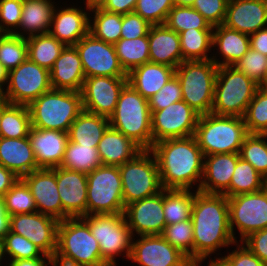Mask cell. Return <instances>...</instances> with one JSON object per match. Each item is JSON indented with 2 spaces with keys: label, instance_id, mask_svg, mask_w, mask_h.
I'll return each mask as SVG.
<instances>
[{
  "label": "cell",
  "instance_id": "obj_1",
  "mask_svg": "<svg viewBox=\"0 0 267 266\" xmlns=\"http://www.w3.org/2000/svg\"><path fill=\"white\" fill-rule=\"evenodd\" d=\"M193 261L204 262L221 248L236 244L229 226L228 198L195 190L191 218Z\"/></svg>",
  "mask_w": 267,
  "mask_h": 266
},
{
  "label": "cell",
  "instance_id": "obj_2",
  "mask_svg": "<svg viewBox=\"0 0 267 266\" xmlns=\"http://www.w3.org/2000/svg\"><path fill=\"white\" fill-rule=\"evenodd\" d=\"M150 151L156 158L163 189L191 190L197 184L199 190L204 154L195 136L156 142Z\"/></svg>",
  "mask_w": 267,
  "mask_h": 266
},
{
  "label": "cell",
  "instance_id": "obj_3",
  "mask_svg": "<svg viewBox=\"0 0 267 266\" xmlns=\"http://www.w3.org/2000/svg\"><path fill=\"white\" fill-rule=\"evenodd\" d=\"M54 265L109 266L101 257L99 243L82 217L59 222Z\"/></svg>",
  "mask_w": 267,
  "mask_h": 266
},
{
  "label": "cell",
  "instance_id": "obj_4",
  "mask_svg": "<svg viewBox=\"0 0 267 266\" xmlns=\"http://www.w3.org/2000/svg\"><path fill=\"white\" fill-rule=\"evenodd\" d=\"M109 124L142 150H150L153 146L148 100L128 83L120 93L115 111L109 117Z\"/></svg>",
  "mask_w": 267,
  "mask_h": 266
},
{
  "label": "cell",
  "instance_id": "obj_5",
  "mask_svg": "<svg viewBox=\"0 0 267 266\" xmlns=\"http://www.w3.org/2000/svg\"><path fill=\"white\" fill-rule=\"evenodd\" d=\"M31 127L68 133L71 124L83 111L81 92L51 89L28 106Z\"/></svg>",
  "mask_w": 267,
  "mask_h": 266
},
{
  "label": "cell",
  "instance_id": "obj_6",
  "mask_svg": "<svg viewBox=\"0 0 267 266\" xmlns=\"http://www.w3.org/2000/svg\"><path fill=\"white\" fill-rule=\"evenodd\" d=\"M248 135L243 117L201 115L195 131V138L204 156L222 153H240Z\"/></svg>",
  "mask_w": 267,
  "mask_h": 266
},
{
  "label": "cell",
  "instance_id": "obj_7",
  "mask_svg": "<svg viewBox=\"0 0 267 266\" xmlns=\"http://www.w3.org/2000/svg\"><path fill=\"white\" fill-rule=\"evenodd\" d=\"M218 66L210 60L183 61L175 75L182 88V100L200 116L211 113Z\"/></svg>",
  "mask_w": 267,
  "mask_h": 266
},
{
  "label": "cell",
  "instance_id": "obj_8",
  "mask_svg": "<svg viewBox=\"0 0 267 266\" xmlns=\"http://www.w3.org/2000/svg\"><path fill=\"white\" fill-rule=\"evenodd\" d=\"M258 88V84L234 66H219L211 113L243 117Z\"/></svg>",
  "mask_w": 267,
  "mask_h": 266
},
{
  "label": "cell",
  "instance_id": "obj_9",
  "mask_svg": "<svg viewBox=\"0 0 267 266\" xmlns=\"http://www.w3.org/2000/svg\"><path fill=\"white\" fill-rule=\"evenodd\" d=\"M82 218L88 223L99 243L101 257L109 266H116L115 257L123 254L129 261L133 235L124 214H93Z\"/></svg>",
  "mask_w": 267,
  "mask_h": 266
},
{
  "label": "cell",
  "instance_id": "obj_10",
  "mask_svg": "<svg viewBox=\"0 0 267 266\" xmlns=\"http://www.w3.org/2000/svg\"><path fill=\"white\" fill-rule=\"evenodd\" d=\"M124 205L153 196L163 190L156 158L142 150L132 160L119 166Z\"/></svg>",
  "mask_w": 267,
  "mask_h": 266
},
{
  "label": "cell",
  "instance_id": "obj_11",
  "mask_svg": "<svg viewBox=\"0 0 267 266\" xmlns=\"http://www.w3.org/2000/svg\"><path fill=\"white\" fill-rule=\"evenodd\" d=\"M118 166H100L87 174V215L124 214Z\"/></svg>",
  "mask_w": 267,
  "mask_h": 266
},
{
  "label": "cell",
  "instance_id": "obj_12",
  "mask_svg": "<svg viewBox=\"0 0 267 266\" xmlns=\"http://www.w3.org/2000/svg\"><path fill=\"white\" fill-rule=\"evenodd\" d=\"M228 206L229 226L236 242H242L250 234L267 228L266 187L258 192L228 197ZM236 228L239 231L240 240L235 237Z\"/></svg>",
  "mask_w": 267,
  "mask_h": 266
},
{
  "label": "cell",
  "instance_id": "obj_13",
  "mask_svg": "<svg viewBox=\"0 0 267 266\" xmlns=\"http://www.w3.org/2000/svg\"><path fill=\"white\" fill-rule=\"evenodd\" d=\"M2 97L11 104L28 106L36 98L52 89L50 71L27 58L8 72L7 86Z\"/></svg>",
  "mask_w": 267,
  "mask_h": 266
},
{
  "label": "cell",
  "instance_id": "obj_14",
  "mask_svg": "<svg viewBox=\"0 0 267 266\" xmlns=\"http://www.w3.org/2000/svg\"><path fill=\"white\" fill-rule=\"evenodd\" d=\"M199 117L183 100L151 112L153 144L166 139L194 136Z\"/></svg>",
  "mask_w": 267,
  "mask_h": 266
},
{
  "label": "cell",
  "instance_id": "obj_15",
  "mask_svg": "<svg viewBox=\"0 0 267 266\" xmlns=\"http://www.w3.org/2000/svg\"><path fill=\"white\" fill-rule=\"evenodd\" d=\"M74 47L81 58L85 78L127 77L117 57L114 44L106 43L88 33Z\"/></svg>",
  "mask_w": 267,
  "mask_h": 266
},
{
  "label": "cell",
  "instance_id": "obj_16",
  "mask_svg": "<svg viewBox=\"0 0 267 266\" xmlns=\"http://www.w3.org/2000/svg\"><path fill=\"white\" fill-rule=\"evenodd\" d=\"M59 222L40 212L16 214L10 216L9 230L22 235L46 255L54 257L57 249Z\"/></svg>",
  "mask_w": 267,
  "mask_h": 266
},
{
  "label": "cell",
  "instance_id": "obj_17",
  "mask_svg": "<svg viewBox=\"0 0 267 266\" xmlns=\"http://www.w3.org/2000/svg\"><path fill=\"white\" fill-rule=\"evenodd\" d=\"M127 83V77L85 78L81 90L83 110L109 118L114 113L120 93Z\"/></svg>",
  "mask_w": 267,
  "mask_h": 266
},
{
  "label": "cell",
  "instance_id": "obj_18",
  "mask_svg": "<svg viewBox=\"0 0 267 266\" xmlns=\"http://www.w3.org/2000/svg\"><path fill=\"white\" fill-rule=\"evenodd\" d=\"M137 238L132 239L129 260L139 266H185L190 262L161 235H141Z\"/></svg>",
  "mask_w": 267,
  "mask_h": 266
},
{
  "label": "cell",
  "instance_id": "obj_19",
  "mask_svg": "<svg viewBox=\"0 0 267 266\" xmlns=\"http://www.w3.org/2000/svg\"><path fill=\"white\" fill-rule=\"evenodd\" d=\"M124 216L133 237L161 235L166 226L163 213V190L125 206Z\"/></svg>",
  "mask_w": 267,
  "mask_h": 266
},
{
  "label": "cell",
  "instance_id": "obj_20",
  "mask_svg": "<svg viewBox=\"0 0 267 266\" xmlns=\"http://www.w3.org/2000/svg\"><path fill=\"white\" fill-rule=\"evenodd\" d=\"M21 179L34 197L37 212L51 216L58 221L64 220V210L56 183V167L37 169Z\"/></svg>",
  "mask_w": 267,
  "mask_h": 266
},
{
  "label": "cell",
  "instance_id": "obj_21",
  "mask_svg": "<svg viewBox=\"0 0 267 266\" xmlns=\"http://www.w3.org/2000/svg\"><path fill=\"white\" fill-rule=\"evenodd\" d=\"M56 183L64 220L87 215V174L56 167Z\"/></svg>",
  "mask_w": 267,
  "mask_h": 266
},
{
  "label": "cell",
  "instance_id": "obj_22",
  "mask_svg": "<svg viewBox=\"0 0 267 266\" xmlns=\"http://www.w3.org/2000/svg\"><path fill=\"white\" fill-rule=\"evenodd\" d=\"M86 7L56 5L49 33L66 46L76 45L84 36L89 33L91 7L86 3ZM58 7V8H57ZM81 7V8H80Z\"/></svg>",
  "mask_w": 267,
  "mask_h": 266
},
{
  "label": "cell",
  "instance_id": "obj_23",
  "mask_svg": "<svg viewBox=\"0 0 267 266\" xmlns=\"http://www.w3.org/2000/svg\"><path fill=\"white\" fill-rule=\"evenodd\" d=\"M225 27L251 35L267 27V0H228Z\"/></svg>",
  "mask_w": 267,
  "mask_h": 266
},
{
  "label": "cell",
  "instance_id": "obj_24",
  "mask_svg": "<svg viewBox=\"0 0 267 266\" xmlns=\"http://www.w3.org/2000/svg\"><path fill=\"white\" fill-rule=\"evenodd\" d=\"M239 153H222L204 156L202 182L198 191L223 194L229 197V186Z\"/></svg>",
  "mask_w": 267,
  "mask_h": 266
},
{
  "label": "cell",
  "instance_id": "obj_25",
  "mask_svg": "<svg viewBox=\"0 0 267 266\" xmlns=\"http://www.w3.org/2000/svg\"><path fill=\"white\" fill-rule=\"evenodd\" d=\"M28 138L39 168L60 167L69 140L68 133L31 127Z\"/></svg>",
  "mask_w": 267,
  "mask_h": 266
},
{
  "label": "cell",
  "instance_id": "obj_26",
  "mask_svg": "<svg viewBox=\"0 0 267 266\" xmlns=\"http://www.w3.org/2000/svg\"><path fill=\"white\" fill-rule=\"evenodd\" d=\"M150 62L177 68L183 61L179 34L165 24L151 25L148 32Z\"/></svg>",
  "mask_w": 267,
  "mask_h": 266
},
{
  "label": "cell",
  "instance_id": "obj_27",
  "mask_svg": "<svg viewBox=\"0 0 267 266\" xmlns=\"http://www.w3.org/2000/svg\"><path fill=\"white\" fill-rule=\"evenodd\" d=\"M85 80L81 58L74 46H66L50 70L52 89L81 92Z\"/></svg>",
  "mask_w": 267,
  "mask_h": 266
},
{
  "label": "cell",
  "instance_id": "obj_28",
  "mask_svg": "<svg viewBox=\"0 0 267 266\" xmlns=\"http://www.w3.org/2000/svg\"><path fill=\"white\" fill-rule=\"evenodd\" d=\"M0 165L14 172L19 178L37 169L33 149L28 137L0 138Z\"/></svg>",
  "mask_w": 267,
  "mask_h": 266
},
{
  "label": "cell",
  "instance_id": "obj_29",
  "mask_svg": "<svg viewBox=\"0 0 267 266\" xmlns=\"http://www.w3.org/2000/svg\"><path fill=\"white\" fill-rule=\"evenodd\" d=\"M212 47L216 48L222 59H217L213 54L211 60L219 66H233L235 62L243 57L250 48V38L248 34L225 27L224 25L213 28Z\"/></svg>",
  "mask_w": 267,
  "mask_h": 266
},
{
  "label": "cell",
  "instance_id": "obj_30",
  "mask_svg": "<svg viewBox=\"0 0 267 266\" xmlns=\"http://www.w3.org/2000/svg\"><path fill=\"white\" fill-rule=\"evenodd\" d=\"M53 0H23L20 25L13 33L19 37L49 33L55 3ZM23 30V31H22Z\"/></svg>",
  "mask_w": 267,
  "mask_h": 266
},
{
  "label": "cell",
  "instance_id": "obj_31",
  "mask_svg": "<svg viewBox=\"0 0 267 266\" xmlns=\"http://www.w3.org/2000/svg\"><path fill=\"white\" fill-rule=\"evenodd\" d=\"M97 149L102 165L118 167L142 151L130 138L110 126L103 133Z\"/></svg>",
  "mask_w": 267,
  "mask_h": 266
},
{
  "label": "cell",
  "instance_id": "obj_32",
  "mask_svg": "<svg viewBox=\"0 0 267 266\" xmlns=\"http://www.w3.org/2000/svg\"><path fill=\"white\" fill-rule=\"evenodd\" d=\"M175 75V68L147 62L131 70L127 81L145 99H150Z\"/></svg>",
  "mask_w": 267,
  "mask_h": 266
},
{
  "label": "cell",
  "instance_id": "obj_33",
  "mask_svg": "<svg viewBox=\"0 0 267 266\" xmlns=\"http://www.w3.org/2000/svg\"><path fill=\"white\" fill-rule=\"evenodd\" d=\"M109 126L108 117L83 110L71 124L68 139L77 144L98 147L103 133Z\"/></svg>",
  "mask_w": 267,
  "mask_h": 266
},
{
  "label": "cell",
  "instance_id": "obj_34",
  "mask_svg": "<svg viewBox=\"0 0 267 266\" xmlns=\"http://www.w3.org/2000/svg\"><path fill=\"white\" fill-rule=\"evenodd\" d=\"M28 45V58L49 71L55 60L66 47L50 33L34 35L26 38Z\"/></svg>",
  "mask_w": 267,
  "mask_h": 266
},
{
  "label": "cell",
  "instance_id": "obj_35",
  "mask_svg": "<svg viewBox=\"0 0 267 266\" xmlns=\"http://www.w3.org/2000/svg\"><path fill=\"white\" fill-rule=\"evenodd\" d=\"M89 12L93 16H90L89 33L106 43H117L121 38L122 14L106 11L100 6L91 7Z\"/></svg>",
  "mask_w": 267,
  "mask_h": 266
},
{
  "label": "cell",
  "instance_id": "obj_36",
  "mask_svg": "<svg viewBox=\"0 0 267 266\" xmlns=\"http://www.w3.org/2000/svg\"><path fill=\"white\" fill-rule=\"evenodd\" d=\"M195 190L163 189V213L166 225L191 218Z\"/></svg>",
  "mask_w": 267,
  "mask_h": 266
},
{
  "label": "cell",
  "instance_id": "obj_37",
  "mask_svg": "<svg viewBox=\"0 0 267 266\" xmlns=\"http://www.w3.org/2000/svg\"><path fill=\"white\" fill-rule=\"evenodd\" d=\"M182 57L185 61L210 60L213 29L191 28L179 34ZM209 53V54H207Z\"/></svg>",
  "mask_w": 267,
  "mask_h": 266
},
{
  "label": "cell",
  "instance_id": "obj_38",
  "mask_svg": "<svg viewBox=\"0 0 267 266\" xmlns=\"http://www.w3.org/2000/svg\"><path fill=\"white\" fill-rule=\"evenodd\" d=\"M102 166L97 147L85 146L68 140L60 167L82 173H91Z\"/></svg>",
  "mask_w": 267,
  "mask_h": 266
},
{
  "label": "cell",
  "instance_id": "obj_39",
  "mask_svg": "<svg viewBox=\"0 0 267 266\" xmlns=\"http://www.w3.org/2000/svg\"><path fill=\"white\" fill-rule=\"evenodd\" d=\"M114 47L127 74L134 68L150 62L148 35L135 39H120Z\"/></svg>",
  "mask_w": 267,
  "mask_h": 266
},
{
  "label": "cell",
  "instance_id": "obj_40",
  "mask_svg": "<svg viewBox=\"0 0 267 266\" xmlns=\"http://www.w3.org/2000/svg\"><path fill=\"white\" fill-rule=\"evenodd\" d=\"M265 182L266 179L249 162L240 157L231 178L229 197L258 192L265 187Z\"/></svg>",
  "mask_w": 267,
  "mask_h": 266
},
{
  "label": "cell",
  "instance_id": "obj_41",
  "mask_svg": "<svg viewBox=\"0 0 267 266\" xmlns=\"http://www.w3.org/2000/svg\"><path fill=\"white\" fill-rule=\"evenodd\" d=\"M31 128V118L26 105L9 104L3 111L1 137L25 138Z\"/></svg>",
  "mask_w": 267,
  "mask_h": 266
},
{
  "label": "cell",
  "instance_id": "obj_42",
  "mask_svg": "<svg viewBox=\"0 0 267 266\" xmlns=\"http://www.w3.org/2000/svg\"><path fill=\"white\" fill-rule=\"evenodd\" d=\"M267 134H248L241 146L240 157L267 179Z\"/></svg>",
  "mask_w": 267,
  "mask_h": 266
},
{
  "label": "cell",
  "instance_id": "obj_43",
  "mask_svg": "<svg viewBox=\"0 0 267 266\" xmlns=\"http://www.w3.org/2000/svg\"><path fill=\"white\" fill-rule=\"evenodd\" d=\"M28 58L26 38L10 33H0V62L9 72Z\"/></svg>",
  "mask_w": 267,
  "mask_h": 266
},
{
  "label": "cell",
  "instance_id": "obj_44",
  "mask_svg": "<svg viewBox=\"0 0 267 266\" xmlns=\"http://www.w3.org/2000/svg\"><path fill=\"white\" fill-rule=\"evenodd\" d=\"M168 28L180 34L191 28L213 29L208 21L193 7L175 6L168 13L164 23Z\"/></svg>",
  "mask_w": 267,
  "mask_h": 266
},
{
  "label": "cell",
  "instance_id": "obj_45",
  "mask_svg": "<svg viewBox=\"0 0 267 266\" xmlns=\"http://www.w3.org/2000/svg\"><path fill=\"white\" fill-rule=\"evenodd\" d=\"M243 119L248 134H267V89H257Z\"/></svg>",
  "mask_w": 267,
  "mask_h": 266
},
{
  "label": "cell",
  "instance_id": "obj_46",
  "mask_svg": "<svg viewBox=\"0 0 267 266\" xmlns=\"http://www.w3.org/2000/svg\"><path fill=\"white\" fill-rule=\"evenodd\" d=\"M3 198L6 212L10 216L37 212L34 197L21 178L5 193Z\"/></svg>",
  "mask_w": 267,
  "mask_h": 266
},
{
  "label": "cell",
  "instance_id": "obj_47",
  "mask_svg": "<svg viewBox=\"0 0 267 266\" xmlns=\"http://www.w3.org/2000/svg\"><path fill=\"white\" fill-rule=\"evenodd\" d=\"M161 236L186 255L190 261H193V224L191 219L166 225Z\"/></svg>",
  "mask_w": 267,
  "mask_h": 266
},
{
  "label": "cell",
  "instance_id": "obj_48",
  "mask_svg": "<svg viewBox=\"0 0 267 266\" xmlns=\"http://www.w3.org/2000/svg\"><path fill=\"white\" fill-rule=\"evenodd\" d=\"M4 255L9 260L51 257L22 235L9 232L3 238Z\"/></svg>",
  "mask_w": 267,
  "mask_h": 266
},
{
  "label": "cell",
  "instance_id": "obj_49",
  "mask_svg": "<svg viewBox=\"0 0 267 266\" xmlns=\"http://www.w3.org/2000/svg\"><path fill=\"white\" fill-rule=\"evenodd\" d=\"M236 69L251 78L259 87L264 88V77L267 70V56L249 48V50L233 65Z\"/></svg>",
  "mask_w": 267,
  "mask_h": 266
},
{
  "label": "cell",
  "instance_id": "obj_50",
  "mask_svg": "<svg viewBox=\"0 0 267 266\" xmlns=\"http://www.w3.org/2000/svg\"><path fill=\"white\" fill-rule=\"evenodd\" d=\"M173 7V0H137L134 12L150 25H161Z\"/></svg>",
  "mask_w": 267,
  "mask_h": 266
},
{
  "label": "cell",
  "instance_id": "obj_51",
  "mask_svg": "<svg viewBox=\"0 0 267 266\" xmlns=\"http://www.w3.org/2000/svg\"><path fill=\"white\" fill-rule=\"evenodd\" d=\"M180 100H182V88L179 79L174 75L156 94L148 99V104L150 111L154 112Z\"/></svg>",
  "mask_w": 267,
  "mask_h": 266
},
{
  "label": "cell",
  "instance_id": "obj_52",
  "mask_svg": "<svg viewBox=\"0 0 267 266\" xmlns=\"http://www.w3.org/2000/svg\"><path fill=\"white\" fill-rule=\"evenodd\" d=\"M23 0H0V33L13 34L20 25Z\"/></svg>",
  "mask_w": 267,
  "mask_h": 266
},
{
  "label": "cell",
  "instance_id": "obj_53",
  "mask_svg": "<svg viewBox=\"0 0 267 266\" xmlns=\"http://www.w3.org/2000/svg\"><path fill=\"white\" fill-rule=\"evenodd\" d=\"M227 3L228 0H195L192 7L215 27L223 24Z\"/></svg>",
  "mask_w": 267,
  "mask_h": 266
},
{
  "label": "cell",
  "instance_id": "obj_54",
  "mask_svg": "<svg viewBox=\"0 0 267 266\" xmlns=\"http://www.w3.org/2000/svg\"><path fill=\"white\" fill-rule=\"evenodd\" d=\"M151 25L135 12L122 15L120 39H135L147 36Z\"/></svg>",
  "mask_w": 267,
  "mask_h": 266
},
{
  "label": "cell",
  "instance_id": "obj_55",
  "mask_svg": "<svg viewBox=\"0 0 267 266\" xmlns=\"http://www.w3.org/2000/svg\"><path fill=\"white\" fill-rule=\"evenodd\" d=\"M236 249L226 256L214 257L220 259L226 266H267L254 255L244 244L237 242Z\"/></svg>",
  "mask_w": 267,
  "mask_h": 266
},
{
  "label": "cell",
  "instance_id": "obj_56",
  "mask_svg": "<svg viewBox=\"0 0 267 266\" xmlns=\"http://www.w3.org/2000/svg\"><path fill=\"white\" fill-rule=\"evenodd\" d=\"M241 243L267 265V228L250 234Z\"/></svg>",
  "mask_w": 267,
  "mask_h": 266
},
{
  "label": "cell",
  "instance_id": "obj_57",
  "mask_svg": "<svg viewBox=\"0 0 267 266\" xmlns=\"http://www.w3.org/2000/svg\"><path fill=\"white\" fill-rule=\"evenodd\" d=\"M137 0H104L99 6L109 12L127 14L134 12Z\"/></svg>",
  "mask_w": 267,
  "mask_h": 266
},
{
  "label": "cell",
  "instance_id": "obj_58",
  "mask_svg": "<svg viewBox=\"0 0 267 266\" xmlns=\"http://www.w3.org/2000/svg\"><path fill=\"white\" fill-rule=\"evenodd\" d=\"M20 178L11 170L0 165V197H4L5 193L19 180Z\"/></svg>",
  "mask_w": 267,
  "mask_h": 266
},
{
  "label": "cell",
  "instance_id": "obj_59",
  "mask_svg": "<svg viewBox=\"0 0 267 266\" xmlns=\"http://www.w3.org/2000/svg\"><path fill=\"white\" fill-rule=\"evenodd\" d=\"M250 48L267 56V27L249 35Z\"/></svg>",
  "mask_w": 267,
  "mask_h": 266
},
{
  "label": "cell",
  "instance_id": "obj_60",
  "mask_svg": "<svg viewBox=\"0 0 267 266\" xmlns=\"http://www.w3.org/2000/svg\"><path fill=\"white\" fill-rule=\"evenodd\" d=\"M49 264L50 266L54 265L53 257H39L34 259H20L8 261V266H49Z\"/></svg>",
  "mask_w": 267,
  "mask_h": 266
},
{
  "label": "cell",
  "instance_id": "obj_61",
  "mask_svg": "<svg viewBox=\"0 0 267 266\" xmlns=\"http://www.w3.org/2000/svg\"><path fill=\"white\" fill-rule=\"evenodd\" d=\"M10 215L6 212L4 198L0 197V238L9 232Z\"/></svg>",
  "mask_w": 267,
  "mask_h": 266
},
{
  "label": "cell",
  "instance_id": "obj_62",
  "mask_svg": "<svg viewBox=\"0 0 267 266\" xmlns=\"http://www.w3.org/2000/svg\"><path fill=\"white\" fill-rule=\"evenodd\" d=\"M8 82V71L4 68L2 63L0 62V95L5 91L3 88L5 85L7 86Z\"/></svg>",
  "mask_w": 267,
  "mask_h": 266
},
{
  "label": "cell",
  "instance_id": "obj_63",
  "mask_svg": "<svg viewBox=\"0 0 267 266\" xmlns=\"http://www.w3.org/2000/svg\"><path fill=\"white\" fill-rule=\"evenodd\" d=\"M9 104L10 102L0 95V125L3 117V111ZM0 138H1V131H0Z\"/></svg>",
  "mask_w": 267,
  "mask_h": 266
},
{
  "label": "cell",
  "instance_id": "obj_64",
  "mask_svg": "<svg viewBox=\"0 0 267 266\" xmlns=\"http://www.w3.org/2000/svg\"><path fill=\"white\" fill-rule=\"evenodd\" d=\"M175 6H189L192 7L195 0H173Z\"/></svg>",
  "mask_w": 267,
  "mask_h": 266
},
{
  "label": "cell",
  "instance_id": "obj_65",
  "mask_svg": "<svg viewBox=\"0 0 267 266\" xmlns=\"http://www.w3.org/2000/svg\"><path fill=\"white\" fill-rule=\"evenodd\" d=\"M3 259L5 260L4 262H6V264H7L6 256L4 255L3 239L0 238V266L3 265V263H2L3 262L2 261Z\"/></svg>",
  "mask_w": 267,
  "mask_h": 266
},
{
  "label": "cell",
  "instance_id": "obj_66",
  "mask_svg": "<svg viewBox=\"0 0 267 266\" xmlns=\"http://www.w3.org/2000/svg\"><path fill=\"white\" fill-rule=\"evenodd\" d=\"M210 258L208 266H226L220 259H212Z\"/></svg>",
  "mask_w": 267,
  "mask_h": 266
},
{
  "label": "cell",
  "instance_id": "obj_67",
  "mask_svg": "<svg viewBox=\"0 0 267 266\" xmlns=\"http://www.w3.org/2000/svg\"><path fill=\"white\" fill-rule=\"evenodd\" d=\"M104 0H86L84 1L88 6L94 7L99 6Z\"/></svg>",
  "mask_w": 267,
  "mask_h": 266
},
{
  "label": "cell",
  "instance_id": "obj_68",
  "mask_svg": "<svg viewBox=\"0 0 267 266\" xmlns=\"http://www.w3.org/2000/svg\"><path fill=\"white\" fill-rule=\"evenodd\" d=\"M201 261H190L188 264H186L185 266H200L201 265Z\"/></svg>",
  "mask_w": 267,
  "mask_h": 266
},
{
  "label": "cell",
  "instance_id": "obj_69",
  "mask_svg": "<svg viewBox=\"0 0 267 266\" xmlns=\"http://www.w3.org/2000/svg\"><path fill=\"white\" fill-rule=\"evenodd\" d=\"M264 88L267 89V70H266V74L264 77Z\"/></svg>",
  "mask_w": 267,
  "mask_h": 266
}]
</instances>
